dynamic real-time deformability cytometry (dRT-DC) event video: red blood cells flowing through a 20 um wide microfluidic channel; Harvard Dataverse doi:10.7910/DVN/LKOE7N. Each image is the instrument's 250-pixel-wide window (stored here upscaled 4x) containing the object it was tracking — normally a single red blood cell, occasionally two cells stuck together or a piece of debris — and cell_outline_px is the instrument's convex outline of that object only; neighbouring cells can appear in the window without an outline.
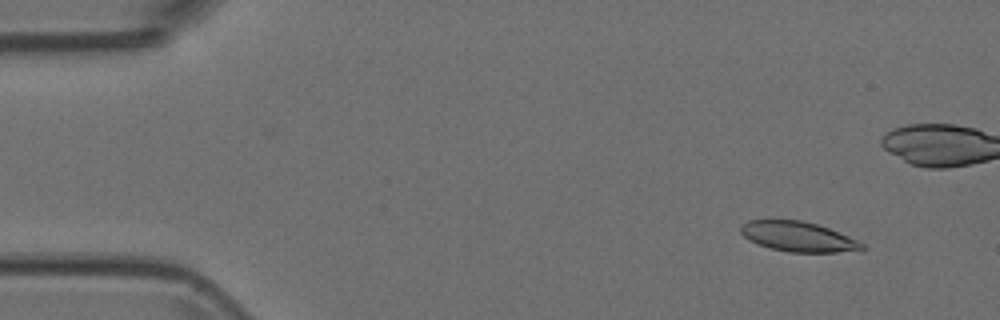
{"species": "Egyptian fruit bat (a non-hibernating species)", "species_latin": "Rousettus aegyptiacus", "temperature_condition": "room temperature", "stored_images_in_passage": 5, "camera_frame_rate_fps": 3000, "um_per_image_px": 0.085, "animal": {"sex": "female"}, "frame": {"image": 1, "passage_image": 2, "time_ms": 0.333, "image_size_px": [1000, 320], "cell_outline_px": [[868, 248], [836, 252], [788, 252], [768, 248], [756, 244], [748, 240], [740, 232], [740, 224], [748, 220], [800, 220], [816, 224], [828, 228], [856, 240], [864, 244]], "centroid_in_image_um": [67.76, 20.11], "position_along_channel_um": 17.2, "area_um2": 21.1}}